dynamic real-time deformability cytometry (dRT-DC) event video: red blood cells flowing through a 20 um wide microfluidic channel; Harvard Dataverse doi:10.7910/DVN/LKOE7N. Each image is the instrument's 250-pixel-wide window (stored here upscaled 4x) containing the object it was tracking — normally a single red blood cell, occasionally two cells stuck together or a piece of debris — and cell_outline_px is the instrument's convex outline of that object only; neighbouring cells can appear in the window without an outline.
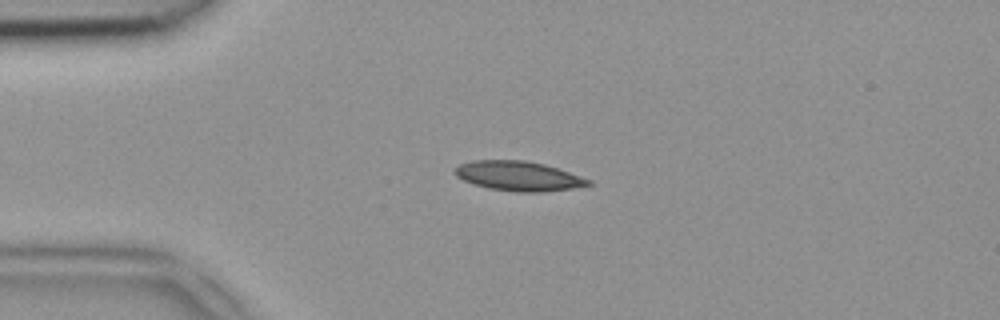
{"species": "common noctule bat (a hibernating species)", "species_latin": "Nyctalus noctula", "temperature_condition": "room temperature", "stored_images_in_passage": 47, "camera_frame_rate_fps": 3000, "um_per_image_px": 0.085, "animal": {"sex": "female", "body_mass_g": 18.4}, "frame": {"image": 1, "passage_image": 10, "time_ms": 3.0, "image_size_px": [1000, 320], "cell_outline_px": [[592, 184], [572, 188], [544, 192], [516, 192], [488, 188], [464, 180], [456, 176], [452, 172], [460, 164], [472, 160], [524, 160], [544, 164], [592, 180]], "centroid_in_image_um": [44.06, 14.96], "position_along_channel_um": 40.9, "area_um2": 22.89}}
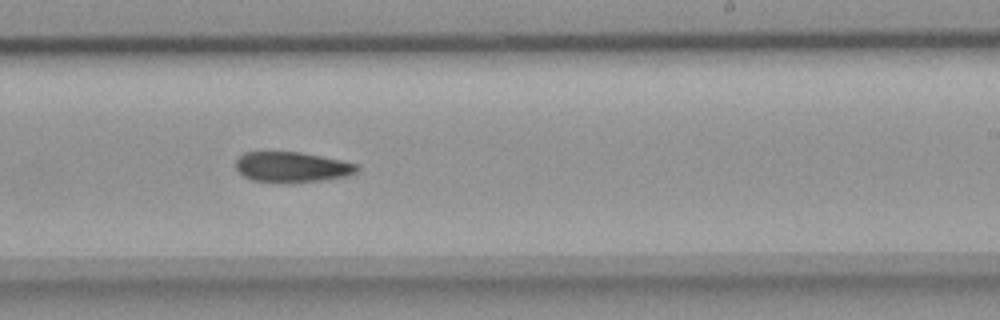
{"frame": {"image": 2, "passage_image": 28, "time_ms": 9.0, "image_size_px": [1000, 320], "cell_outline_px": [[360, 168], [356, 172], [348, 176], [292, 184], [276, 184], [252, 180], [236, 172], [236, 160], [244, 152], [300, 152], [360, 164]], "centroid_in_image_um": [24.8, 14.23], "position_along_channel_um": 264.2, "area_um2": 21.96}}
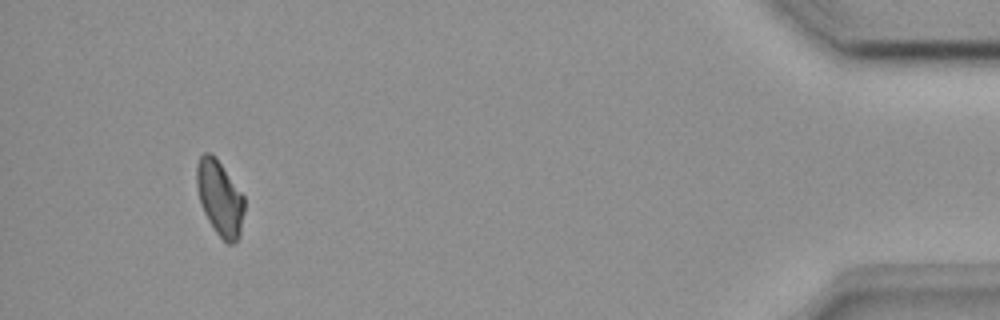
{"frame": {"image": 3, "passage_image": 44, "time_ms": 14.333, "image_size_px": [1000, 320], "cell_outline_px": [[244, 212], [240, 236], [232, 244], [228, 244], [216, 232], [208, 220], [204, 212], [200, 200], [196, 184], [196, 164], [200, 156], [204, 152], [212, 152], [216, 156], [244, 196]], "centroid_in_image_um": [18.68, 16.79], "position_along_channel_um": 416.5, "area_um2": 20.92}}